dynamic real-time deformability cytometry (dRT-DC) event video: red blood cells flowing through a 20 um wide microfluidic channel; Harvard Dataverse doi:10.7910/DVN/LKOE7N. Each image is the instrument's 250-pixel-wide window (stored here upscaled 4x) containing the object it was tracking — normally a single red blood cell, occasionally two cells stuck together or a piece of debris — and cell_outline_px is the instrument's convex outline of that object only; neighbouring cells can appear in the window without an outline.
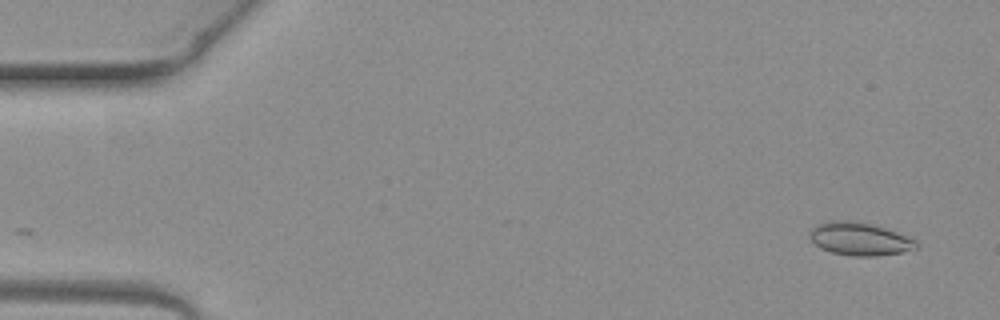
{"species": "common noctule bat (a hibernating species)", "species_latin": "Nyctalus noctula", "temperature_condition": "warm", "stored_images_in_passage": 6, "segment_of_instrument_passage": [2, 2], "camera_frame_rate_fps": 3000, "um_per_image_px": 0.085, "animal": {"sex": "female", "body_mass_g": 19.3, "forearm_length_mm": 54.1}, "frame": {"image": 1, "passage_image": 6, "time_ms": 1.667, "image_size_px": [1000, 320], "cell_outline_px": [[916, 248], [900, 252], [876, 256], [852, 256], [832, 252], [820, 248], [812, 240], [812, 228], [816, 224], [828, 220], [852, 220], [872, 224], [896, 232], [916, 240]], "centroid_in_image_um": [73.05, 20.29], "position_along_channel_um": 12.0, "area_um2": 20.17}}